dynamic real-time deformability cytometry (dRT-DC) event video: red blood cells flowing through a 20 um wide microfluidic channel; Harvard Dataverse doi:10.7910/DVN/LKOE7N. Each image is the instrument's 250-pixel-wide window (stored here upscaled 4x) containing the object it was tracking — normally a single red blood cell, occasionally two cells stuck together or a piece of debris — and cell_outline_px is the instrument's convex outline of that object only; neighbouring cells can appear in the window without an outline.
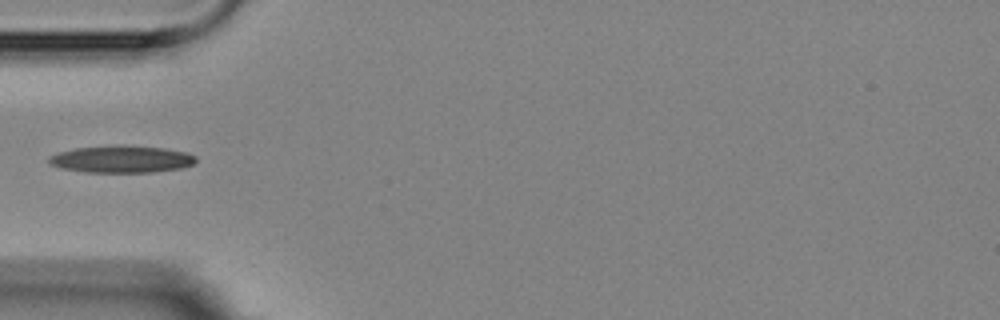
{"species": "Egyptian fruit bat (a non-hibernating species)", "species_latin": "Rousettus aegyptiacus", "temperature_condition": "room temperature", "stored_images_in_passage": 8, "camera_frame_rate_fps": 3000, "um_per_image_px": 0.085, "animal": {"sex": "female"}, "frame": {"image": 1, "passage_image": 5, "time_ms": 6.0, "image_size_px": [1000, 320], "cell_outline_px": [[196, 160], [192, 164], [180, 168], [152, 172], [84, 172], [64, 168], [52, 164], [48, 160], [48, 156], [60, 152], [76, 148], [164, 148], [184, 152], [196, 156]], "centroid_in_image_um": [10.34, 13.58], "position_along_channel_um": 74.7, "area_um2": 21.79}}
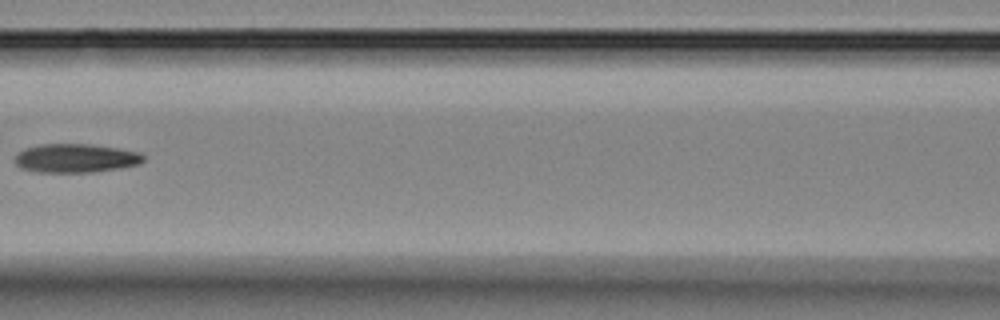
{"frame": {"image": 2, "passage_image": 7, "time_ms": 8.333, "image_size_px": [1000, 320], "cell_outline_px": [[144, 160], [140, 164], [120, 168], [92, 172], [36, 172], [20, 168], [16, 164], [16, 156], [24, 148], [40, 144], [88, 144], [120, 148], [140, 152], [144, 156]], "centroid_in_image_um": [6.46, 13.44], "position_along_channel_um": 160.1, "area_um2": 21.62}}
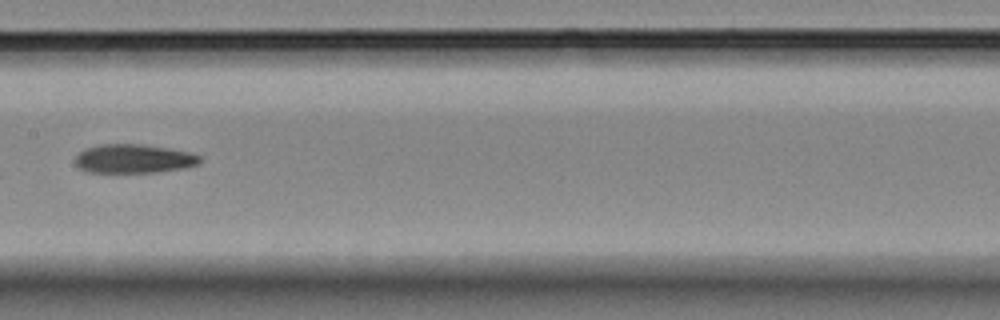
{"frame": {"image": 3, "passage_image": 8, "time_ms": 9.333, "image_size_px": [1000, 320], "cell_outline_px": [[200, 164], [184, 168], [156, 172], [88, 172], [80, 168], [76, 164], [76, 156], [84, 148], [100, 144], [140, 144], [168, 148], [188, 152], [200, 156]], "centroid_in_image_um": [11.36, 13.49], "position_along_channel_um": 196.0, "area_um2": 20.87}}